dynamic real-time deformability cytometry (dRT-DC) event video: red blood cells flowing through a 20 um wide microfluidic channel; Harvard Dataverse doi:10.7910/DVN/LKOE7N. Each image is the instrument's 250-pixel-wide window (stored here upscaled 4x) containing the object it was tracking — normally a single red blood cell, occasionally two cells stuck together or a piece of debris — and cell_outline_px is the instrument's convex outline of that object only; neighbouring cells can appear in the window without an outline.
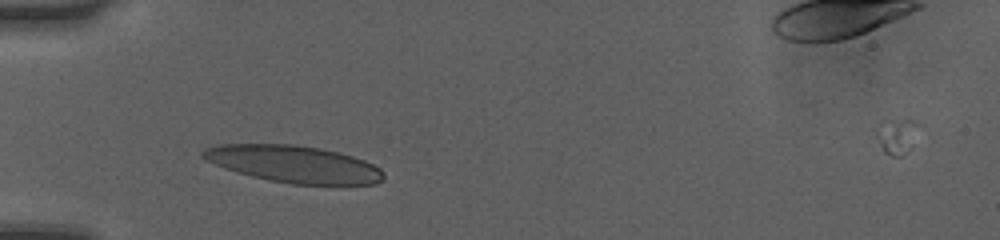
{"species": "human", "species_latin": "Homo sapiens", "temperature_condition": "room temperature", "stored_images_in_passage": 4, "camera_frame_rate_fps": 3000, "um_per_image_px": 0.085, "donor": {"sex": "female"}, "frame": {"image": 1, "passage_image": 3, "time_ms": 1.667, "image_size_px": [1000, 240], "cell_outline_px": [[384, 180], [376, 184], [292, 184], [268, 180], [236, 172], [224, 168], [204, 160], [200, 156], [200, 152], [204, 148], [216, 144], [292, 144], [320, 148], [340, 152], [364, 160], [380, 168], [384, 172]], "centroid_in_image_um": [24.93, 13.94], "position_along_channel_um": 60.1, "area_um2": 39.25}}
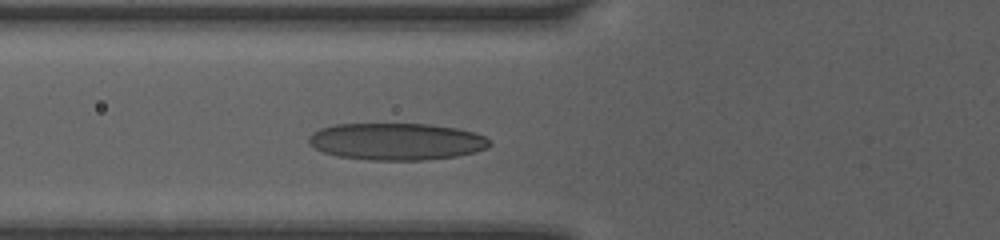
{"frame": {"image": 2, "passage_image": 4, "time_ms": 2.667, "image_size_px": [1000, 240], "cell_outline_px": [[492, 144], [488, 148], [476, 152], [456, 156], [424, 160], [368, 160], [336, 156], [324, 152], [308, 144], [308, 136], [312, 132], [320, 128], [336, 124], [432, 124], [456, 128], [476, 132], [484, 136]], "centroid_in_image_um": [33.7, 12.03], "position_along_channel_um": 92.1, "area_um2": 39.3}}